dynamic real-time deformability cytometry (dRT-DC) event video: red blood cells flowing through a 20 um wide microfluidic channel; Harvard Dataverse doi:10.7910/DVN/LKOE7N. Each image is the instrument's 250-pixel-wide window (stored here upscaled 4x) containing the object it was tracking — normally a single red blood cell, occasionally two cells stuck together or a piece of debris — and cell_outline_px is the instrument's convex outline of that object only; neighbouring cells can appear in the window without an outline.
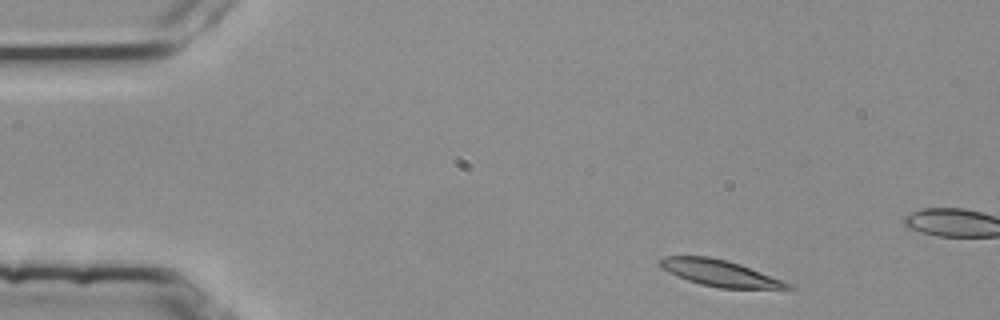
{"species": "common noctule bat (a hibernating species)", "species_latin": "Nyctalus noctula", "temperature_condition": "room temperature", "stored_images_in_passage": 3, "camera_frame_rate_fps": 3000, "um_per_image_px": 0.085, "animal": {"sex": "female", "body_mass_g": 25.1}, "frame": {"image": 1, "passage_image": 1, "time_ms": 0.0, "image_size_px": [1000, 320], "cell_outline_px": [[796, 288], [720, 288], [700, 284], [676, 276], [668, 272], [656, 264], [656, 260], [664, 256], [708, 256], [728, 260], [740, 264], [792, 284]], "centroid_in_image_um": [61.1, 23.19], "position_along_channel_um": 23.9, "area_um2": 19.59}}